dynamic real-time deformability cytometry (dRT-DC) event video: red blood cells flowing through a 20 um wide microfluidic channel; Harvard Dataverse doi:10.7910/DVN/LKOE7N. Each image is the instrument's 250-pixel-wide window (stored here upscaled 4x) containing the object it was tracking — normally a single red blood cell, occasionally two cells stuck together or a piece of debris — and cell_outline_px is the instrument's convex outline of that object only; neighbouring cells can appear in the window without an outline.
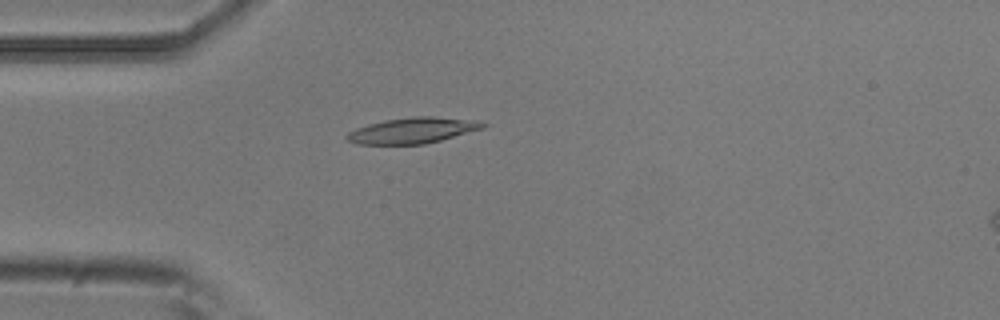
{"species": "common noctule bat (a hibernating species)", "species_latin": "Nyctalus noctula", "temperature_condition": "room temperature", "stored_images_in_passage": 5, "camera_frame_rate_fps": 3000, "um_per_image_px": 0.085, "animal": {"sex": "male", "body_mass_g": 20.5, "forearm_length_mm": 52.5}, "frame": {"image": 1, "passage_image": 4, "time_ms": 1.0, "image_size_px": [1000, 320], "cell_outline_px": [[488, 124], [484, 128], [440, 140], [424, 144], [356, 144], [348, 140], [344, 136], [348, 132], [356, 128], [368, 124], [384, 120], [412, 116], [432, 116], [480, 120]], "centroid_in_image_um": [35.09, 11.07], "position_along_channel_um": 49.9, "area_um2": 20.58}}